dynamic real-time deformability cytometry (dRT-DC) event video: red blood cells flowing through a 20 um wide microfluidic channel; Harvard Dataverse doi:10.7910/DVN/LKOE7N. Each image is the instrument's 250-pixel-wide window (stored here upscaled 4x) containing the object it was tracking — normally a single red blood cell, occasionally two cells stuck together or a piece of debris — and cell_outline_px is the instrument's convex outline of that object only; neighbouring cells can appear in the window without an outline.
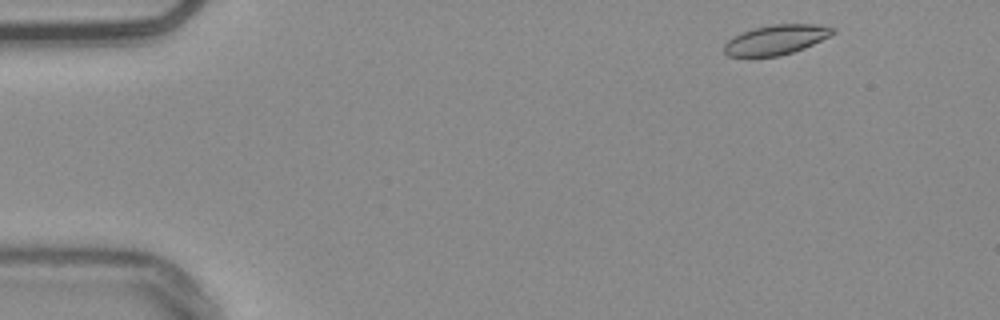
{"species": "common noctule bat (a hibernating species)", "species_latin": "Nyctalus noctula", "temperature_condition": "warm", "stored_images_in_passage": 50, "camera_frame_rate_fps": 3000, "um_per_image_px": 0.085, "animal": {"sex": "male", "body_mass_g": 20.4}, "frame": {"image": 1, "passage_image": 2, "time_ms": 0.333, "image_size_px": [1000, 320], "cell_outline_px": [[836, 32], [804, 48], [780, 56], [728, 56], [724, 52], [724, 44], [732, 36], [740, 32], [752, 28], [772, 24], [816, 24], [836, 28]], "centroid_in_image_um": [65.93, 3.36], "position_along_channel_um": 19.1, "area_um2": 18.84}}
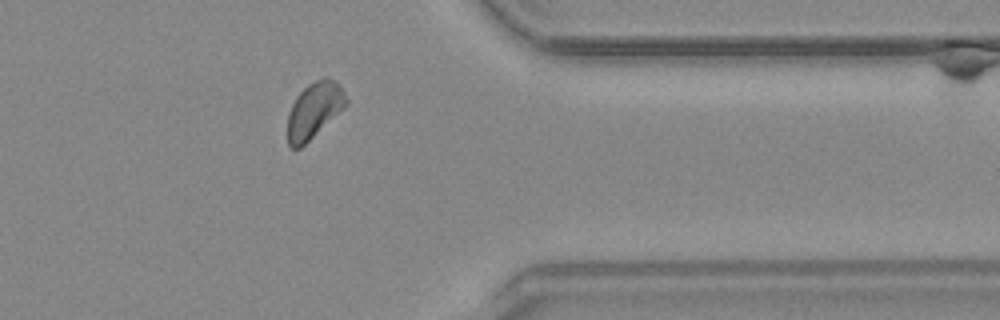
{"frame": {"image": 2, "passage_image": 40, "time_ms": 13.0, "image_size_px": [1000, 320], "cell_outline_px": [[348, 104], [344, 108], [300, 148], [292, 148], [288, 144], [288, 112], [296, 96], [308, 84], [324, 76], [328, 76], [336, 80], [344, 92], [348, 100]], "centroid_in_image_um": [26.72, 9.33], "position_along_channel_um": 384.7, "area_um2": 19.02}}
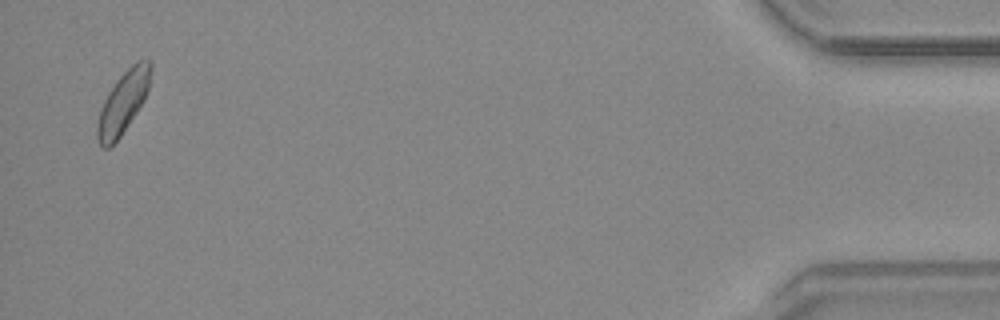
{"frame": {"image": 3, "passage_image": 49, "time_ms": 16.0, "image_size_px": [1000, 320], "cell_outline_px": [[152, 68], [148, 88], [144, 100], [120, 136], [108, 148], [104, 148], [100, 144], [96, 136], [96, 124], [104, 100], [116, 80], [136, 60], [148, 56], [152, 60]], "centroid_in_image_um": [10.49, 8.63], "position_along_channel_um": 424.7, "area_um2": 19.19}, "authors_computed_cell_mechanics": {"area_um2": 18.9584, "velocity_mm_per_s": 3.7537, "shape_relaxation_time_tau1_ms": 3.0799, "shape_relaxation_time_tau2_ms": null, "deformation_change_tau1": 0.0828, "deformation_change_tau2": null}}